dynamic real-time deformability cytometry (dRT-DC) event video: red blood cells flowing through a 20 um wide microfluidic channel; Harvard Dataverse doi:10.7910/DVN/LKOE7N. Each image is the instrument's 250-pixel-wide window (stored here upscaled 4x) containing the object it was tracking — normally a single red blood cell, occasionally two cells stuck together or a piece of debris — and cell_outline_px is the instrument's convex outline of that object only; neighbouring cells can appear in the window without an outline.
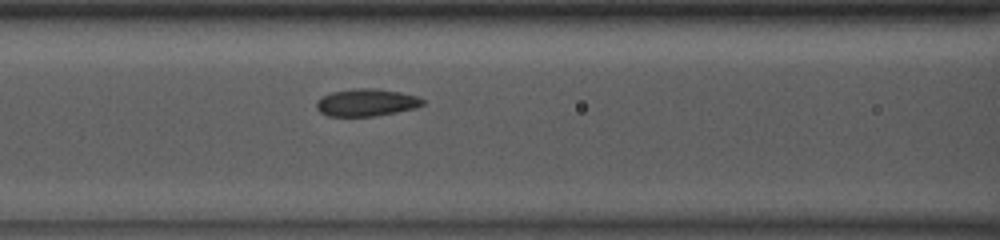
{"species": "common noctule bat (a hibernating species)", "species_latin": "Nyctalus noctula", "temperature_condition": "room temperature", "stored_images_in_passage": 34, "camera_frame_rate_fps": 3000, "um_per_image_px": 0.085, "animal": {"sex": "male", "body_mass_g": 13.0, "forearm_length_mm": 53.1}, "frame": {"image": 1, "passage_image": 8, "time_ms": 2.333, "image_size_px": [1000, 240], "cell_outline_px": [[424, 104], [416, 108], [376, 116], [328, 116], [320, 112], [316, 108], [316, 100], [332, 92], [360, 88], [376, 88], [400, 92], [416, 96], [424, 100]], "centroid_in_image_um": [31.14, 8.72], "position_along_channel_um": 135.5, "area_um2": 16.88}}
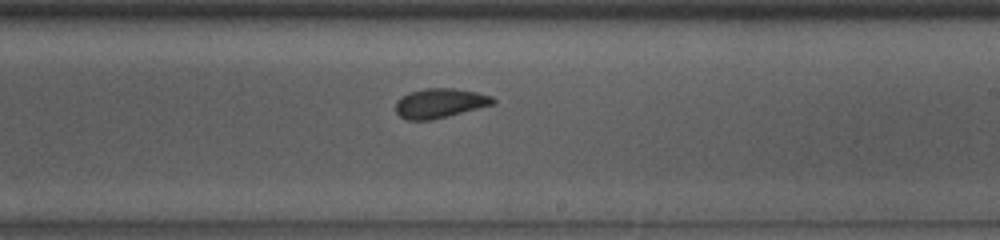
{"frame": {"image": 2, "passage_image": 17, "time_ms": 5.333, "image_size_px": [1000, 240], "cell_outline_px": [[496, 104], [432, 120], [408, 120], [400, 116], [396, 112], [396, 104], [400, 96], [412, 92], [428, 88], [452, 88], [476, 92], [492, 96], [496, 100]], "centroid_in_image_um": [37.42, 8.78], "position_along_channel_um": 251.6, "area_um2": 16.7}}
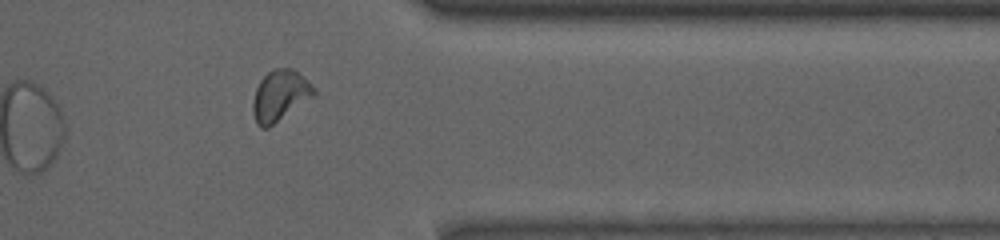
{"frame": {"image": 3, "passage_image": 28, "time_ms": 9.0, "image_size_px": [1000, 240], "cell_outline_px": [[316, 96], [268, 128], [260, 128], [256, 124], [252, 112], [252, 104], [256, 88], [260, 80], [268, 72], [276, 68], [292, 68], [308, 80], [316, 88]], "centroid_in_image_um": [23.82, 8.15], "position_along_channel_um": 387.6, "area_um2": 18.38}, "authors_computed_cell_mechanics": {"area_um2": 16.9643, "velocity_mm_per_s": 3.8869, "shape_relaxation_time_tau1_ms": 2.6757, "shape_relaxation_time_tau2_ms": 3.0114, "deformation_change_tau1": 0.1069, "deformation_change_tau2": 0.0301}}